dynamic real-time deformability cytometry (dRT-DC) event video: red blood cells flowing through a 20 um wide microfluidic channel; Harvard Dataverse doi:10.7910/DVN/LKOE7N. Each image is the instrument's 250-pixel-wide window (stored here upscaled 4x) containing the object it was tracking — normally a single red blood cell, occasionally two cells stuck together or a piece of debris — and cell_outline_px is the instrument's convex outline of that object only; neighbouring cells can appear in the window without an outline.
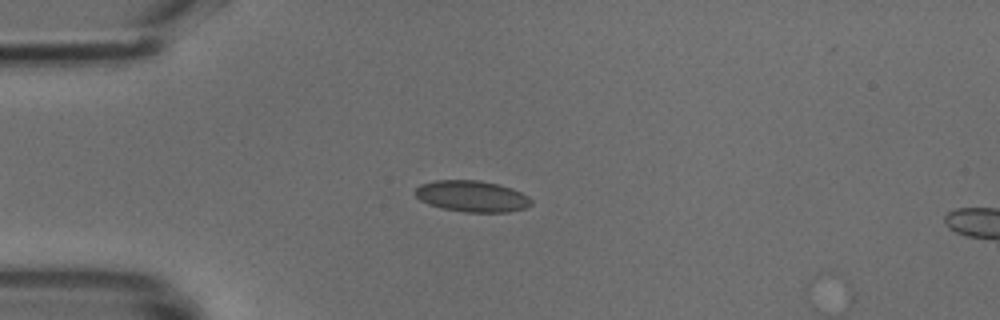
{"species": "common noctule bat (a hibernating species)", "species_latin": "Nyctalus noctula", "temperature_condition": "cold", "stored_images_in_passage": 13, "camera_frame_rate_fps": 3000, "um_per_image_px": 0.085, "animal": {"sex": "male", "body_mass_g": 18.8}, "frame": {"image": 1, "passage_image": 10, "time_ms": 3.0, "image_size_px": [1000, 320], "cell_outline_px": [[532, 204], [524, 208], [508, 212], [464, 212], [444, 208], [428, 204], [420, 200], [412, 192], [420, 184], [436, 180], [480, 180], [500, 184], [512, 188], [528, 196], [532, 200]], "centroid_in_image_um": [40.1, 16.67], "position_along_channel_um": 44.9, "area_um2": 21.27}}